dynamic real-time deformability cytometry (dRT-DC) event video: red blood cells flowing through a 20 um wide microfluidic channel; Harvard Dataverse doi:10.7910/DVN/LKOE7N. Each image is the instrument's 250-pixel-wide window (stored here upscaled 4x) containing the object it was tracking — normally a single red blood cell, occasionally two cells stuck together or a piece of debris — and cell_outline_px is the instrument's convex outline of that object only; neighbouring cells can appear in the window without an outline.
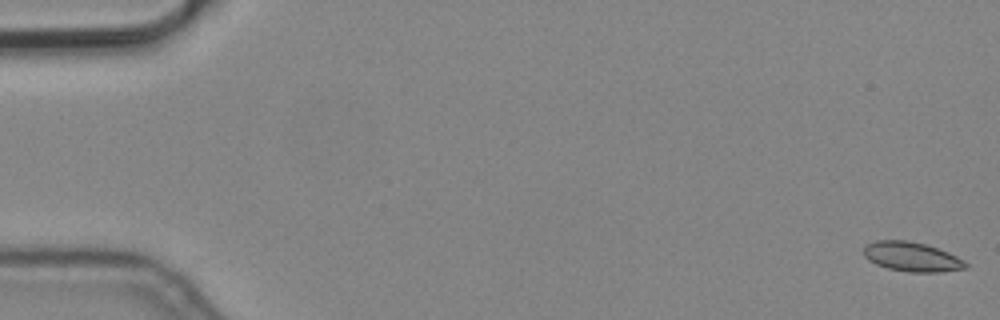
{"species": "common noctule bat (a hibernating species)", "species_latin": "Nyctalus noctula", "temperature_condition": "cold", "stored_images_in_passage": 5, "camera_frame_rate_fps": 3000, "um_per_image_px": 0.085, "animal": {"sex": "male", "body_mass_g": 19.2, "forearm_length_mm": 51.8}, "frame": {"image": 1, "passage_image": 1, "time_ms": 0.0, "image_size_px": [1000, 320], "cell_outline_px": [[968, 268], [940, 272], [908, 272], [888, 268], [876, 264], [868, 260], [864, 256], [864, 248], [868, 244], [876, 240], [908, 240], [924, 244], [948, 252], [964, 260], [968, 264]], "centroid_in_image_um": [77.51, 21.83], "position_along_channel_um": 7.5, "area_um2": 17.46}}
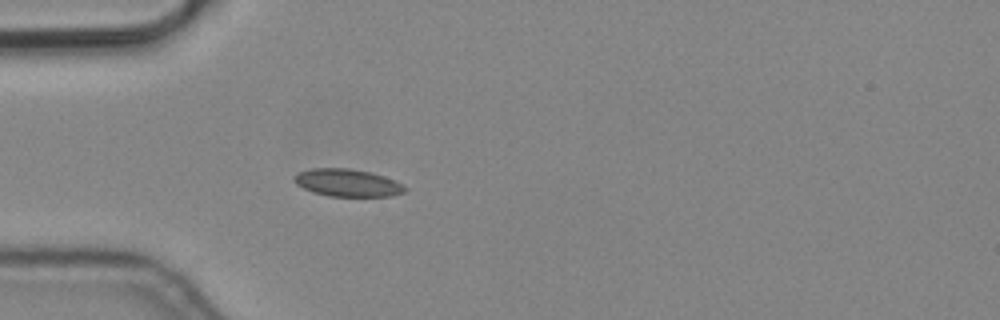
{"frame": {"image": 2, "passage_image": 5, "time_ms": 1.333, "image_size_px": [1000, 320], "cell_outline_px": [[408, 188], [404, 192], [392, 196], [328, 196], [312, 192], [296, 184], [292, 180], [292, 176], [296, 172], [312, 168], [348, 168], [372, 172], [384, 176]], "centroid_in_image_um": [29.47, 15.53], "position_along_channel_um": 55.5, "area_um2": 17.86}}